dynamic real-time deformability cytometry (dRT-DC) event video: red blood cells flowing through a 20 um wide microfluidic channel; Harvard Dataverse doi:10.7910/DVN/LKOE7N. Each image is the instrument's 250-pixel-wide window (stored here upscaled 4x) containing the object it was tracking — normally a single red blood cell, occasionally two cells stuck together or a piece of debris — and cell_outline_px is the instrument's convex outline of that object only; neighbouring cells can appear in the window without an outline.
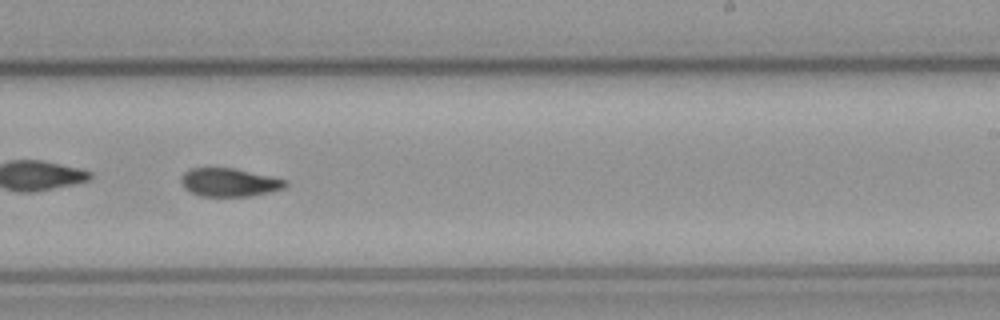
{"species": "common noctule bat (a hibernating species)", "species_latin": "Nyctalus noctula", "temperature_condition": "cold", "stored_images_in_passage": 42, "camera_frame_rate_fps": 3000, "um_per_image_px": 0.085, "animal": {"sex": "male", "body_mass_g": 23.1, "forearm_length_mm": 52.7}, "frame": {"image": 1, "passage_image": 19, "time_ms": 6.0, "image_size_px": [1000, 320], "cell_outline_px": [[288, 184], [284, 188], [252, 196], [200, 196], [184, 188], [180, 180], [180, 176], [184, 172], [192, 168], [236, 168], [288, 180]], "centroid_in_image_um": [19.49, 15.49], "position_along_channel_um": 269.5, "area_um2": 17.28}}
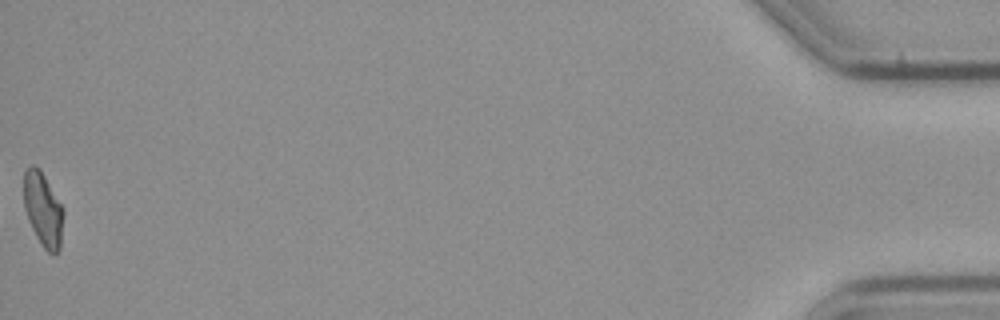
{"frame": {"image": 2, "passage_image": 42, "time_ms": 13.667, "image_size_px": [1000, 320], "cell_outline_px": [[64, 212], [60, 248], [56, 252], [48, 252], [44, 248], [36, 236], [28, 220], [24, 208], [24, 172], [32, 164], [40, 168], [64, 208]], "centroid_in_image_um": [3.66, 17.77], "position_along_channel_um": 431.5, "area_um2": 17.11}, "authors_computed_cell_mechanics": {"area_um2": 17.629, "velocity_mm_per_s": 3.5138, "shape_relaxation_time_tau1_ms": 6.1007, "shape_relaxation_time_tau2_ms": 8.1228, "deformation_change_tau1": 0.1464, "deformation_change_tau2": 0.124}}